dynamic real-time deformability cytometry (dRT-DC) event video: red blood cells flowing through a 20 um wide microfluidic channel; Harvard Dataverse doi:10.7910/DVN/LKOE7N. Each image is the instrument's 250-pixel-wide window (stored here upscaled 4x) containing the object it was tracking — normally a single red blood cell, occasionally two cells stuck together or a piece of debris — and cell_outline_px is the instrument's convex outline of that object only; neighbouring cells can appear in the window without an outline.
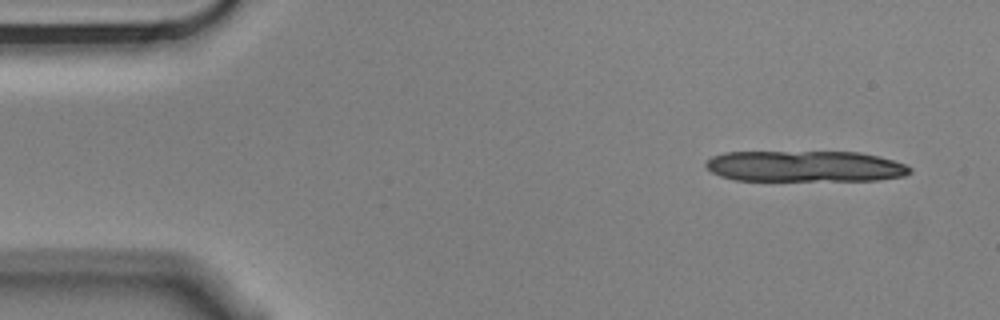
{"species": "Egyptian fruit bat (a non-hibernating species)", "species_latin": "Rousettus aegyptiacus", "temperature_condition": "cold", "stored_images_in_passage": 5, "camera_frame_rate_fps": 3000, "um_per_image_px": 0.085, "animal": {"sex": "male"}, "frame": {"image": 1, "passage_image": 1, "time_ms": 0.0, "image_size_px": [1000, 320], "cell_outline_px": [[912, 172], [904, 176], [876, 180], [736, 180], [720, 176], [712, 172], [704, 164], [712, 156], [724, 152], [860, 152], [880, 156], [904, 164], [912, 168]], "centroid_in_image_um": [68.44, 14.13], "position_along_channel_um": 16.6, "area_um2": 36.93}}
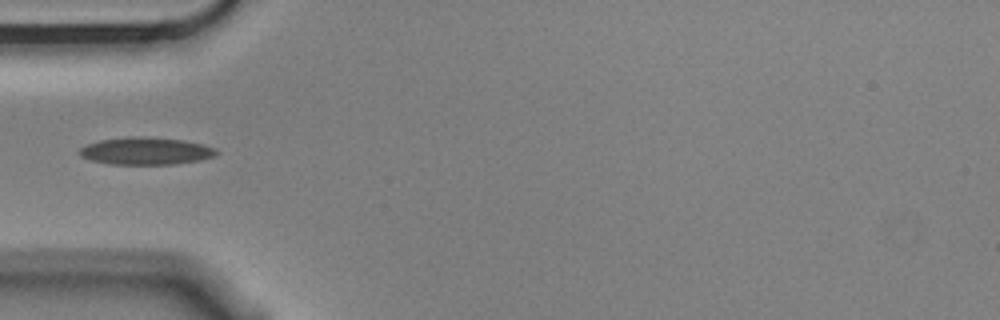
{"frame": {"image": 2, "passage_image": 5, "time_ms": 1.333, "image_size_px": [1000, 320], "cell_outline_px": [[220, 152], [216, 156], [200, 160], [176, 164], [112, 164], [92, 160], [80, 156], [80, 148], [88, 144], [100, 140], [132, 136], [144, 136], [184, 140], [216, 148]], "centroid_in_image_um": [12.45, 12.83], "position_along_channel_um": 72.6, "area_um2": 21.79}}